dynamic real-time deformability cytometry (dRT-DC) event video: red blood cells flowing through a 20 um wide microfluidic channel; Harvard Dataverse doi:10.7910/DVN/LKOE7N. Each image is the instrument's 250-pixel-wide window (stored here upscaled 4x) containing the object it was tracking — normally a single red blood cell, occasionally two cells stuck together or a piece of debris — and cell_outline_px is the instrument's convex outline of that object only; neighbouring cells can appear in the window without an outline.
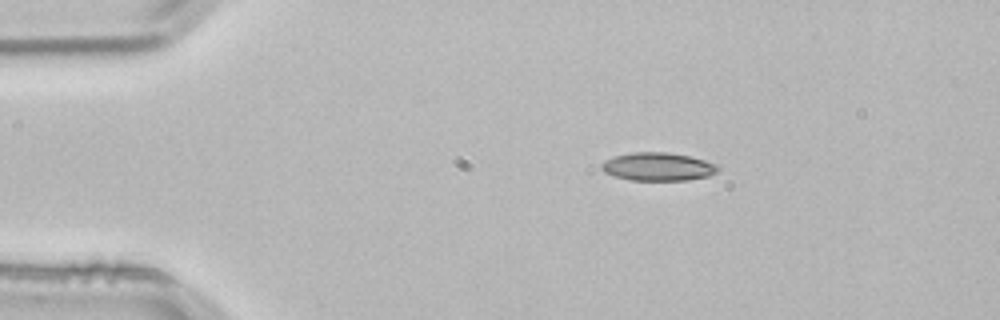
{"species": "common noctule bat (a hibernating species)", "species_latin": "Nyctalus noctula", "temperature_condition": "room temperature", "stored_images_in_passage": 2, "camera_frame_rate_fps": 3000, "um_per_image_px": 0.085, "animal": {"sex": "male", "body_mass_g": 21.5, "forearm_length_mm": 52.0}, "frame": {"image": 1, "passage_image": 1, "time_ms": 0.0, "image_size_px": [1000, 320], "cell_outline_px": [[720, 168], [716, 172], [708, 176], [688, 180], [632, 180], [616, 176], [604, 172], [600, 168], [600, 164], [604, 160], [612, 156], [632, 152], [668, 152], [692, 156], [716, 164]], "centroid_in_image_um": [55.91, 14.15], "position_along_channel_um": 29.1, "area_um2": 19.25}}